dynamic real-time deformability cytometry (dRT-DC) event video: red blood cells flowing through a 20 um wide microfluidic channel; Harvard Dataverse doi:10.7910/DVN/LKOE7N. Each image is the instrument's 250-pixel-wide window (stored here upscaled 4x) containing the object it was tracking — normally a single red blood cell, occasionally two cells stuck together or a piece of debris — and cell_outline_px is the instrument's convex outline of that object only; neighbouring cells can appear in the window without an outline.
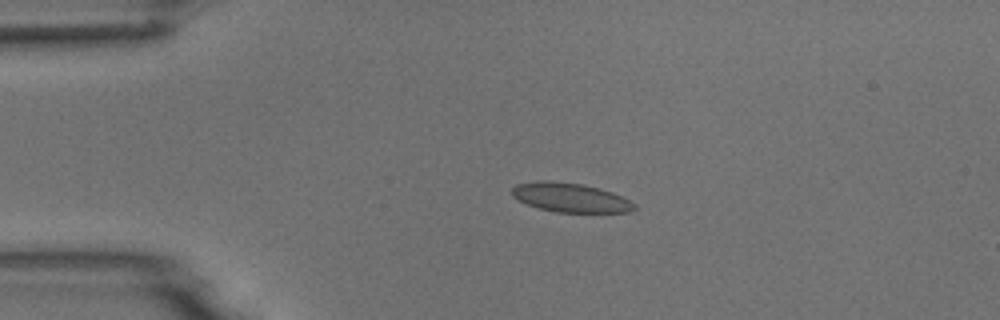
{"species": "common noctule bat (a hibernating species)", "species_latin": "Nyctalus noctula", "temperature_condition": "room temperature", "stored_images_in_passage": 4, "camera_frame_rate_fps": 3000, "um_per_image_px": 0.085, "animal": {"sex": "male", "body_mass_g": 18.8}, "frame": {"image": 1, "passage_image": 3, "time_ms": 2.333, "image_size_px": [1000, 320], "cell_outline_px": [[636, 208], [628, 212], [556, 212], [540, 208], [528, 204], [512, 196], [512, 188], [516, 184], [536, 180], [548, 180], [584, 184], [600, 188], [612, 192], [636, 204]], "centroid_in_image_um": [48.47, 16.77], "position_along_channel_um": 36.5, "area_um2": 20.75}}